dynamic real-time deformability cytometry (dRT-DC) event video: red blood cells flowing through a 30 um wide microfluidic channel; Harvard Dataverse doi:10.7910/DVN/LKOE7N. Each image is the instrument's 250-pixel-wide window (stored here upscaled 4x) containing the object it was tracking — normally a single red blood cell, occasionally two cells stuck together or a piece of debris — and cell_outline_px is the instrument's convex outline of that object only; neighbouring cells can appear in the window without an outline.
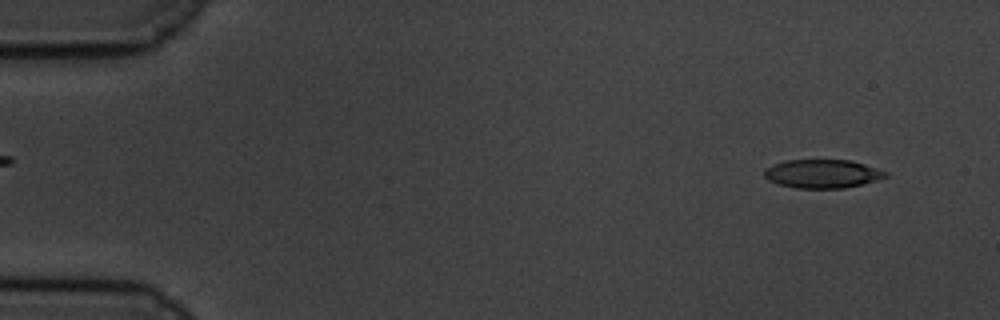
{"species": "common noctule bat (a hibernating species)", "species_latin": "Nyctalus noctula", "temperature_condition": "cold", "stored_images_in_passage": 13, "camera_frame_rate_fps": 3000, "um_per_image_px": 0.085, "animal": {"sex": "male", "body_mass_g": 19.5, "forearm_length_mm": 54.6}, "frame": {"image": 1, "passage_image": 4, "time_ms": 1.0, "image_size_px": [1000, 320], "cell_outline_px": [[888, 176], [876, 180], [844, 188], [796, 188], [780, 184], [768, 180], [764, 176], [764, 168], [772, 164], [784, 160], [852, 160], [888, 172]], "centroid_in_image_um": [69.87, 14.76], "position_along_channel_um": 15.1, "area_um2": 20.17}}